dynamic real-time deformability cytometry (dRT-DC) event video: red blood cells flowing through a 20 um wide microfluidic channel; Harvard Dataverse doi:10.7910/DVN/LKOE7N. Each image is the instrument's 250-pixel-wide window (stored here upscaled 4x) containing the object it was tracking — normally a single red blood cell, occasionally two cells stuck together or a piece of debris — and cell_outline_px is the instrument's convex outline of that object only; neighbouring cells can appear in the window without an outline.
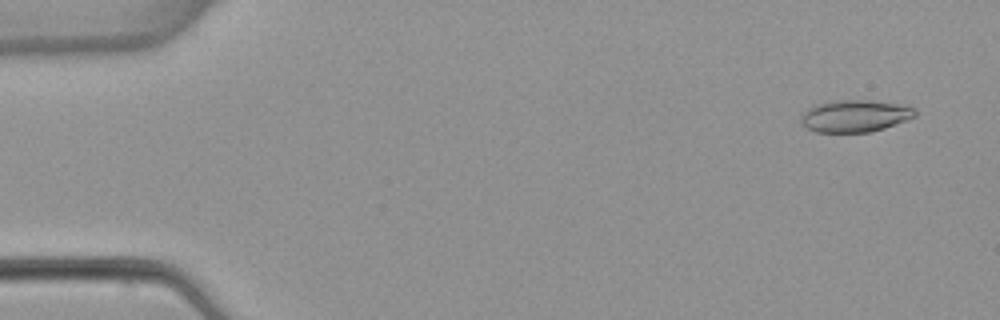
{"species": "common noctule bat (a hibernating species)", "species_latin": "Nyctalus noctula", "temperature_condition": "warm", "stored_images_in_passage": 5, "camera_frame_rate_fps": 3000, "um_per_image_px": 0.085, "animal": {"sex": "female", "body_mass_g": 22.7, "forearm_length_mm": 54.2}, "frame": {"image": 1, "passage_image": 1, "time_ms": 0.0, "image_size_px": [1000, 320], "cell_outline_px": [[916, 116], [884, 128], [872, 132], [816, 132], [808, 128], [800, 120], [800, 116], [812, 104], [832, 100], [868, 100], [900, 104], [916, 108]], "centroid_in_image_um": [72.65, 9.84], "position_along_channel_um": 12.3, "area_um2": 21.44}}
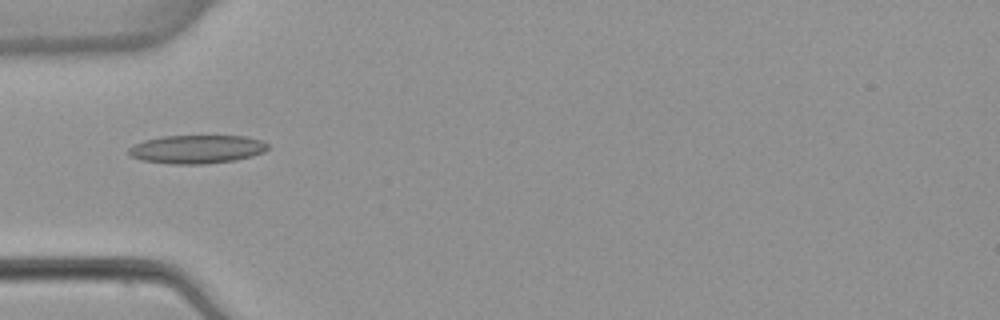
{"frame": {"image": 2, "passage_image": 5, "time_ms": 4.667, "image_size_px": [1000, 320], "cell_outline_px": [[268, 148], [264, 152], [252, 156], [236, 160], [204, 164], [172, 164], [140, 160], [128, 156], [128, 148], [132, 144], [144, 140], [160, 136], [244, 136], [260, 140], [268, 144]], "centroid_in_image_um": [16.67, 12.69], "position_along_channel_um": 68.3, "area_um2": 23.29}}